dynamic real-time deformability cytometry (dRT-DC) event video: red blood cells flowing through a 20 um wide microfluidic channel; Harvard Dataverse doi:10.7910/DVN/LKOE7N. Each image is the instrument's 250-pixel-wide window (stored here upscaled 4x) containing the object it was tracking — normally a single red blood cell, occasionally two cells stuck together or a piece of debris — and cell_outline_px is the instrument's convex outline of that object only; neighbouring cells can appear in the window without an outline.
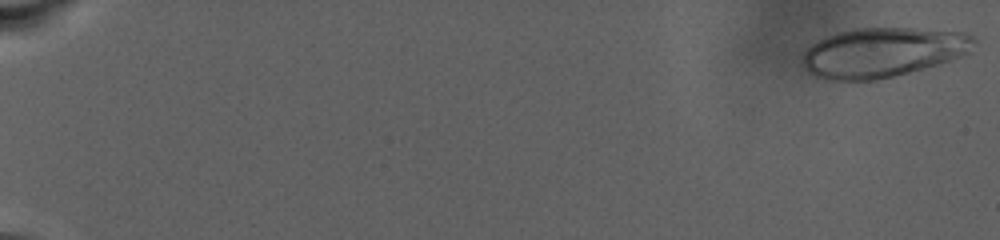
{"species": "human", "species_latin": "Homo sapiens", "temperature_condition": "warm", "stored_images_in_passage": 82, "camera_frame_rate_fps": 3000, "um_per_image_px": 0.085, "donor": {"sex": "male"}, "frame": {"image": 1, "passage_image": 1, "time_ms": 0.0, "image_size_px": [1000, 240], "cell_outline_px": [[976, 40], [972, 52], [964, 56], [940, 64], [876, 80], [828, 80], [816, 76], [808, 72], [804, 68], [804, 52], [816, 40], [836, 32], [852, 28], [912, 28], [964, 32], [972, 36]], "centroid_in_image_um": [75.07, 4.44], "position_along_channel_um": 9.9, "area_um2": 49.82}}
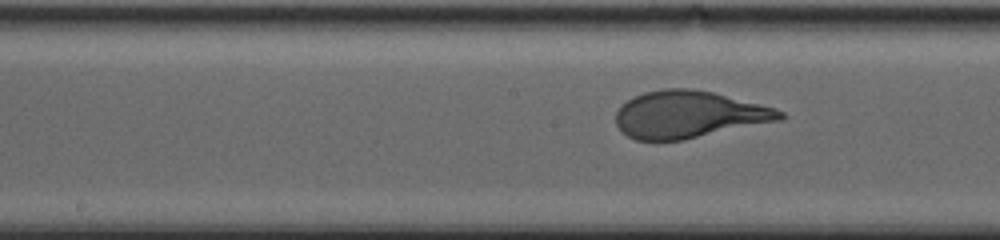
{"frame": {"image": 2, "passage_image": 50, "time_ms": 16.333, "image_size_px": [1000, 240], "cell_outline_px": [[784, 116], [780, 120], [684, 140], [636, 140], [628, 136], [616, 124], [616, 112], [632, 96], [644, 92], [664, 88], [688, 88], [712, 92], [772, 108], [784, 112]], "centroid_in_image_um": [58.5, 9.73], "position_along_channel_um": 189.7, "area_um2": 44.45}}
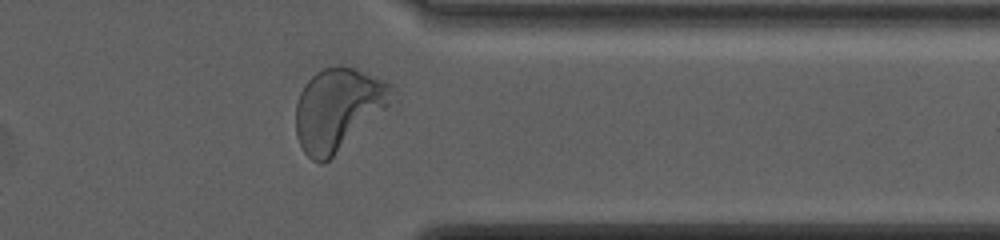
{"frame": {"image": 3, "passage_image": 74, "time_ms": 24.333, "image_size_px": [1000, 240], "cell_outline_px": [[392, 84], [388, 104], [384, 108], [324, 164], [320, 164], [312, 160], [304, 152], [296, 136], [296, 104], [300, 92], [304, 84], [316, 72], [324, 68], [340, 64], [356, 68], [388, 80]], "centroid_in_image_um": [28.67, 9.23], "position_along_channel_um": 382.7, "area_um2": 45.26}, "authors_computed_cell_mechanics": {"area_um2": 45.6042, "velocity_mm_per_s": 2.4341, "shape_relaxation_time_tau1_ms": 5.1791, "shape_relaxation_time_tau2_ms": null, "deformation_change_tau1": 0.2439, "deformation_change_tau2": null}}